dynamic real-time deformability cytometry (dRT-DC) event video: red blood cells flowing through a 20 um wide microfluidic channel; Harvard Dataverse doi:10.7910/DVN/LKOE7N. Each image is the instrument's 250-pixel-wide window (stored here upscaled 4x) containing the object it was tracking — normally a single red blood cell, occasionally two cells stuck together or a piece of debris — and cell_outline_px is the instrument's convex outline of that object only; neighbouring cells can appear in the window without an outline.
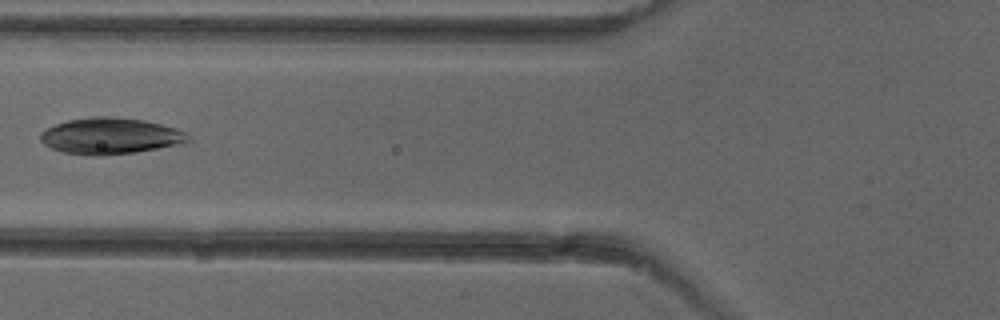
{"species": "common noctule bat (a hibernating species)", "species_latin": "Nyctalus noctula", "temperature_condition": "cold", "stored_images_in_passage": 6, "camera_frame_rate_fps": 3000, "um_per_image_px": 0.085, "animal": {"sex": "female"}, "frame": {"image": 1, "passage_image": 6, "time_ms": 6.0, "image_size_px": [1000, 320], "cell_outline_px": [[192, 140], [184, 144], [136, 152], [104, 156], [92, 156], [64, 152], [52, 148], [44, 144], [40, 140], [40, 132], [56, 124], [68, 120], [92, 116], [108, 116], [144, 120], [176, 128], [188, 132], [192, 136]], "centroid_in_image_um": [9.44, 11.56], "position_along_channel_um": 116.4, "area_um2": 31.62}}